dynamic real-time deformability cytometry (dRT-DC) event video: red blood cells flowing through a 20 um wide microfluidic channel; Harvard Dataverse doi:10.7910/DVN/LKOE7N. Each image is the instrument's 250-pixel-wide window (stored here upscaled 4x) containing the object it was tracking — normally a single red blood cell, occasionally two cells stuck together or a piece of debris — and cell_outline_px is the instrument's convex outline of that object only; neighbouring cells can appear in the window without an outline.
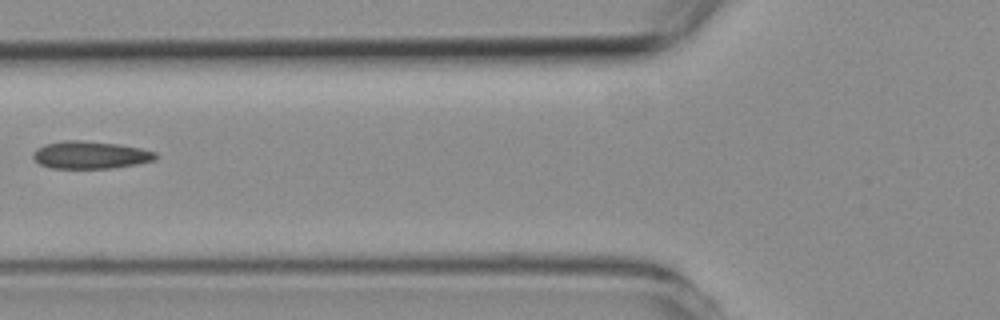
{"species": "common noctule bat (a hibernating species)", "species_latin": "Nyctalus noctula", "temperature_condition": "room temperature", "stored_images_in_passage": 6, "camera_frame_rate_fps": 3000, "um_per_image_px": 0.085, "animal": {"sex": "female", "body_mass_g": 19.3, "forearm_length_mm": 54.1}, "frame": {"image": 1, "passage_image": 6, "time_ms": 5.667, "image_size_px": [1000, 320], "cell_outline_px": [[160, 156], [156, 160], [140, 164], [112, 168], [52, 168], [40, 164], [32, 156], [32, 152], [36, 148], [44, 144], [64, 140], [80, 140], [120, 144], [140, 148], [156, 152]], "centroid_in_image_um": [7.72, 13.17], "position_along_channel_um": 118.1, "area_um2": 19.94}}